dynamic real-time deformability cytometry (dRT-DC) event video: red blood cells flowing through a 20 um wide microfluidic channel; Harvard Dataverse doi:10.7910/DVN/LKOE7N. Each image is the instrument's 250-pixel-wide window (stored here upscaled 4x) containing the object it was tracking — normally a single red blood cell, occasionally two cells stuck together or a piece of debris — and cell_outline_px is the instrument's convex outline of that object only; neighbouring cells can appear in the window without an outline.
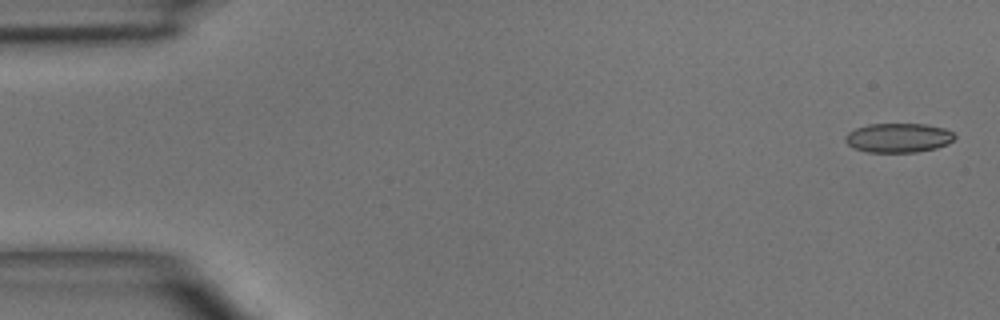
{"species": "common noctule bat (a hibernating species)", "species_latin": "Nyctalus noctula", "temperature_condition": "room temperature", "stored_images_in_passage": 6, "camera_frame_rate_fps": 3000, "um_per_image_px": 0.085, "animal": {"sex": "male", "body_mass_g": 15.6}, "frame": {"image": 1, "passage_image": 1, "time_ms": 0.0, "image_size_px": [1000, 320], "cell_outline_px": [[956, 136], [948, 144], [936, 148], [916, 152], [868, 152], [852, 148], [844, 140], [844, 136], [848, 132], [856, 128], [868, 124], [928, 124], [944, 128], [952, 132]], "centroid_in_image_um": [76.34, 11.71], "position_along_channel_um": 8.7, "area_um2": 18.79}}
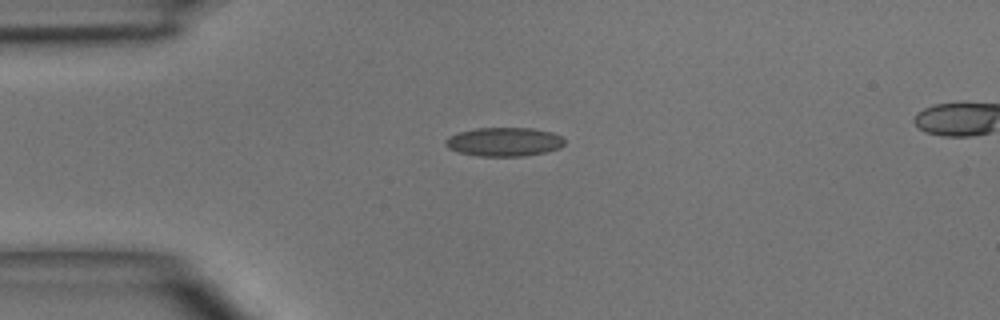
{"frame": {"image": 2, "passage_image": 4, "time_ms": 3.333, "image_size_px": [1000, 320], "cell_outline_px": [[564, 144], [560, 148], [544, 152], [524, 156], [480, 156], [460, 152], [448, 148], [444, 144], [444, 140], [448, 136], [460, 132], [476, 128], [532, 128], [552, 132], [560, 136], [564, 140]], "centroid_in_image_um": [42.83, 12.05], "position_along_channel_um": 42.2, "area_um2": 19.94}}
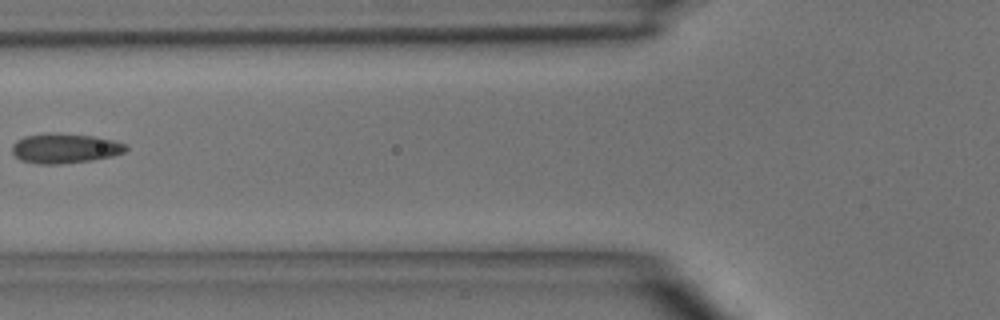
{"frame": {"image": 3, "passage_image": 6, "time_ms": 5.667, "image_size_px": [1000, 320], "cell_outline_px": [[128, 148], [124, 152], [112, 156], [92, 160], [60, 164], [36, 164], [20, 160], [12, 152], [12, 144], [16, 140], [24, 136], [48, 132], [56, 132], [92, 136], [112, 140], [124, 144]], "centroid_in_image_um": [5.46, 12.6], "position_along_channel_um": 120.3, "area_um2": 19.88}}